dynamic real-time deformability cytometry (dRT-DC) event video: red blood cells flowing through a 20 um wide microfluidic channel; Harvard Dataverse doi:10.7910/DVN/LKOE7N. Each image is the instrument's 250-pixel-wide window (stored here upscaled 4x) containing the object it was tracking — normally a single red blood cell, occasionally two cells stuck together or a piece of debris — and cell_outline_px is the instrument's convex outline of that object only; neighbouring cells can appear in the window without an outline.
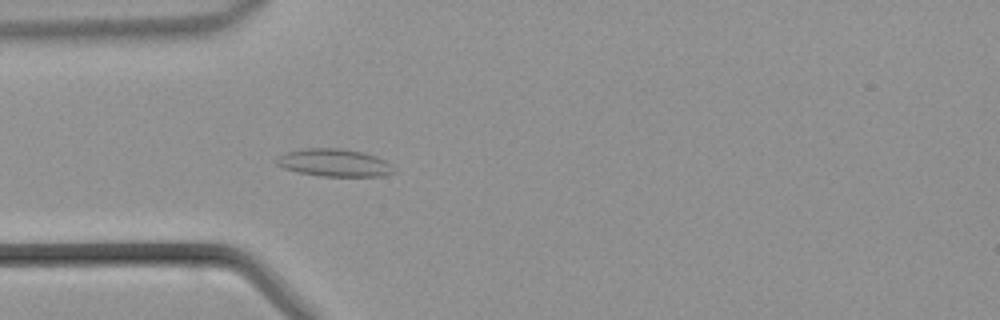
{"species": "common noctule bat (a hibernating species)", "species_latin": "Nyctalus noctula", "temperature_condition": "warm", "stored_images_in_passage": 45, "camera_frame_rate_fps": 3000, "um_per_image_px": 0.085, "animal": {"sex": "male", "body_mass_g": 21.5, "forearm_length_mm": 52.0}, "frame": {"image": 1, "passage_image": 13, "time_ms": 4.0, "image_size_px": [1000, 320], "cell_outline_px": [[396, 172], [384, 176], [320, 176], [296, 172], [284, 168], [276, 164], [272, 160], [288, 152], [304, 148], [340, 148], [360, 152], [376, 156], [392, 164]], "centroid_in_image_um": [28.41, 13.84], "position_along_channel_um": 56.6, "area_um2": 18.96}}
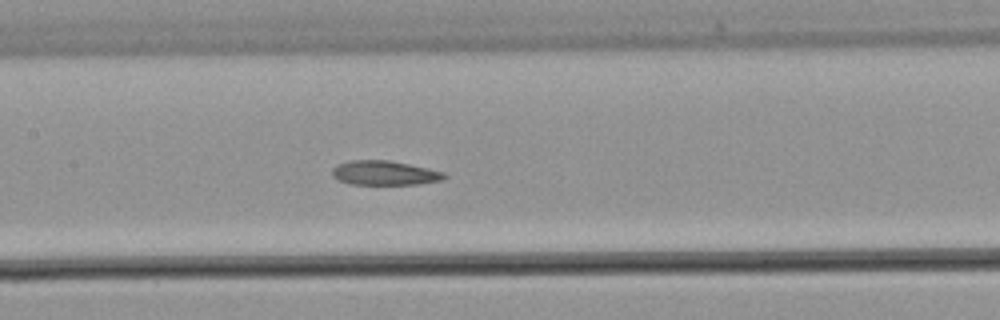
{"frame": {"image": 2, "passage_image": 21, "time_ms": 6.667, "image_size_px": [1000, 320], "cell_outline_px": [[448, 176], [444, 180], [416, 184], [352, 184], [340, 180], [332, 176], [332, 168], [336, 164], [352, 160], [388, 160], [428, 168], [444, 172]], "centroid_in_image_um": [32.7, 14.7], "position_along_channel_um": 174.7, "area_um2": 15.9}}
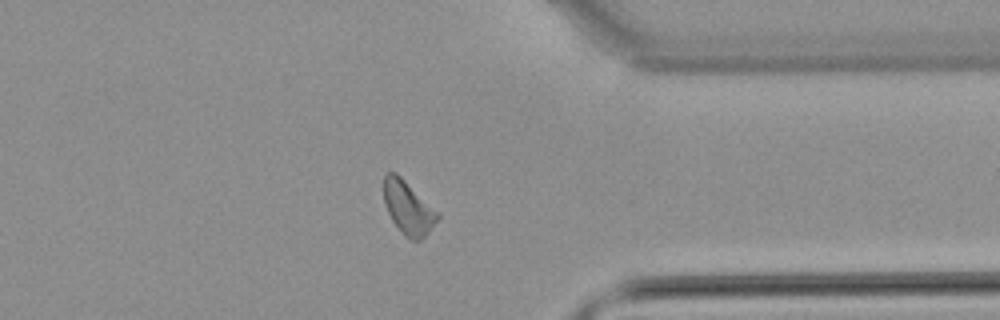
{"frame": {"image": 3, "passage_image": 35, "time_ms": 11.333, "image_size_px": [1000, 320], "cell_outline_px": [[440, 216], [432, 228], [420, 240], [408, 240], [404, 236], [392, 220], [384, 204], [384, 176], [388, 172], [396, 172]], "centroid_in_image_um": [34.65, 17.69], "position_along_channel_um": 376.7, "area_um2": 16.18}}